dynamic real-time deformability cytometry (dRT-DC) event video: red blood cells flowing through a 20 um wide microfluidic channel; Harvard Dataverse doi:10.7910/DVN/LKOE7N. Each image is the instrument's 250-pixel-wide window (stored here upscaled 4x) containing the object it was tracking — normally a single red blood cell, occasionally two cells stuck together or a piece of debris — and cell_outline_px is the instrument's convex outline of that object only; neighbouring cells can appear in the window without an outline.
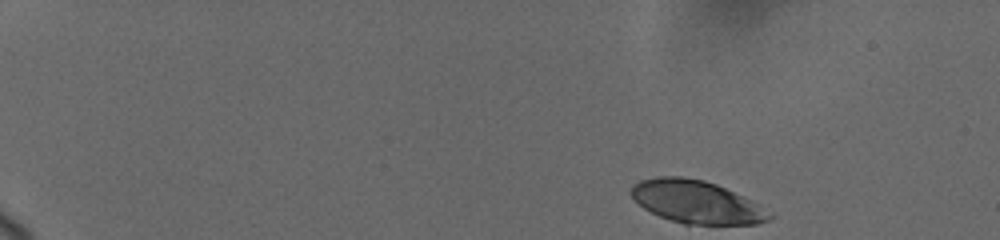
{"species": "human", "species_latin": "Homo sapiens", "temperature_condition": "cold", "stored_images_in_passage": 19, "camera_frame_rate_fps": 3000, "um_per_image_px": 0.085, "donor": {"sex": "female"}, "frame": {"image": 1, "passage_image": 1, "time_ms": 0.0, "image_size_px": [1000, 240], "cell_outline_px": [[772, 216], [768, 220], [756, 224], [684, 224], [660, 216], [644, 208], [628, 192], [632, 184], [640, 180], [656, 176], [684, 176], [704, 180], [716, 184], [744, 196], [752, 200]], "centroid_in_image_um": [59.15, 17.14], "position_along_channel_um": 25.8, "area_um2": 34.28}}
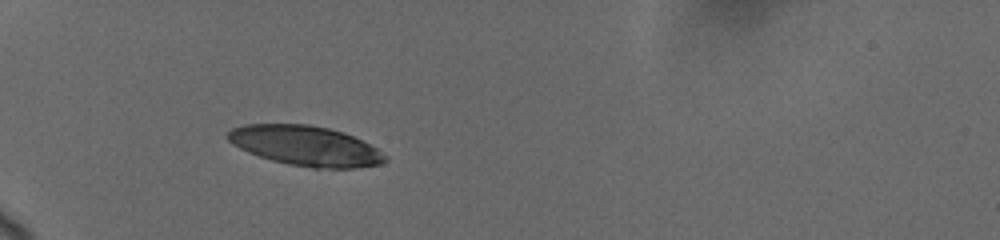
{"frame": {"image": 2, "passage_image": 15, "time_ms": 4.0, "image_size_px": [1000, 240], "cell_outline_px": [[388, 160], [380, 164], [352, 168], [312, 168], [288, 164], [272, 160], [248, 152], [232, 144], [224, 136], [232, 128], [244, 124], [308, 124], [328, 128], [344, 132], [376, 148], [388, 156]], "centroid_in_image_um": [25.95, 12.39], "position_along_channel_um": 59.0, "area_um2": 36.59}}
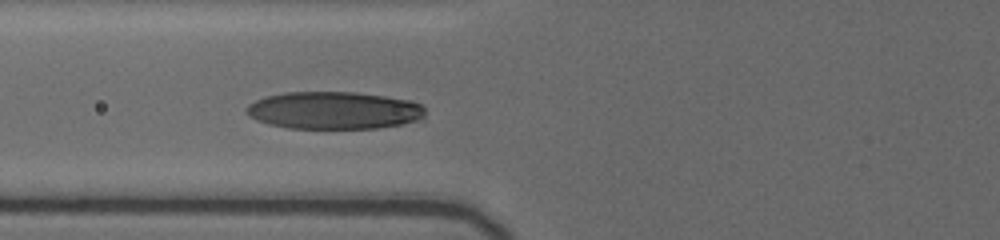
{"frame": {"image": 3, "passage_image": 19, "time_ms": 5.667, "image_size_px": [1000, 240], "cell_outline_px": [[424, 116], [416, 120], [400, 124], [376, 128], [288, 128], [268, 124], [256, 120], [248, 116], [244, 112], [244, 108], [248, 104], [264, 96], [284, 92], [352, 92], [384, 96], [408, 100], [420, 104], [424, 108]], "centroid_in_image_um": [28.29, 9.38], "position_along_channel_um": 97.5, "area_um2": 39.02}}